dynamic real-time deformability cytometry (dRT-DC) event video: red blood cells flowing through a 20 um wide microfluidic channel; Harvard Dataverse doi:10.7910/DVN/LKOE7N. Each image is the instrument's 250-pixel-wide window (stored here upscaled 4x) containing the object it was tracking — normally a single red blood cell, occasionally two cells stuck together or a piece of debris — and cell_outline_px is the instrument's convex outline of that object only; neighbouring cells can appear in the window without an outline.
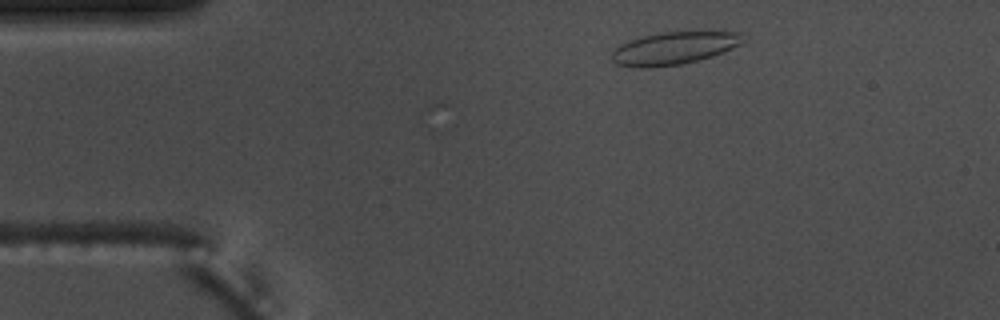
{"species": "common noctule bat (a hibernating species)", "species_latin": "Nyctalus noctula", "temperature_condition": "warm", "stored_images_in_passage": 3, "camera_frame_rate_fps": 3000, "um_per_image_px": 0.085, "animal": {"sex": "male", "body_mass_g": 17.5, "forearm_length_mm": 52.3}, "frame": {"image": 1, "passage_image": 1, "time_ms": 0.0, "image_size_px": [1000, 320], "cell_outline_px": [[744, 44], [724, 52], [712, 56], [680, 64], [652, 68], [640, 68], [616, 64], [612, 60], [612, 52], [620, 44], [628, 40], [660, 32], [744, 32]], "centroid_in_image_um": [57.32, 4.09], "position_along_channel_um": 27.7, "area_um2": 25.03}}